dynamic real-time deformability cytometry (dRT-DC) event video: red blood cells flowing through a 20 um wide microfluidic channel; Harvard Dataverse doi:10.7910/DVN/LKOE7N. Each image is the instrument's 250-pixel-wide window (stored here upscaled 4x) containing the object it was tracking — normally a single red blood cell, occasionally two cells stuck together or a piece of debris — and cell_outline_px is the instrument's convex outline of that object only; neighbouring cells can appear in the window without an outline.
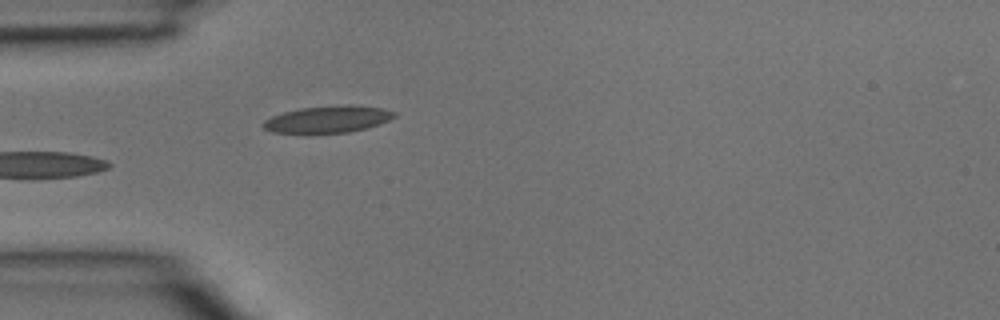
{"species": "common noctule bat (a hibernating species)", "species_latin": "Nyctalus noctula", "temperature_condition": "room temperature", "stored_images_in_passage": 4, "camera_frame_rate_fps": 3000, "um_per_image_px": 0.085, "animal": {"sex": "male", "body_mass_g": 15.6}, "frame": {"image": 1, "passage_image": 4, "time_ms": 1.0, "image_size_px": [1000, 320], "cell_outline_px": [[396, 116], [380, 124], [368, 128], [348, 132], [272, 132], [264, 128], [264, 120], [272, 116], [284, 112], [300, 108], [380, 108], [396, 112]], "centroid_in_image_um": [27.84, 10.18], "position_along_channel_um": 57.2, "area_um2": 19.02}}